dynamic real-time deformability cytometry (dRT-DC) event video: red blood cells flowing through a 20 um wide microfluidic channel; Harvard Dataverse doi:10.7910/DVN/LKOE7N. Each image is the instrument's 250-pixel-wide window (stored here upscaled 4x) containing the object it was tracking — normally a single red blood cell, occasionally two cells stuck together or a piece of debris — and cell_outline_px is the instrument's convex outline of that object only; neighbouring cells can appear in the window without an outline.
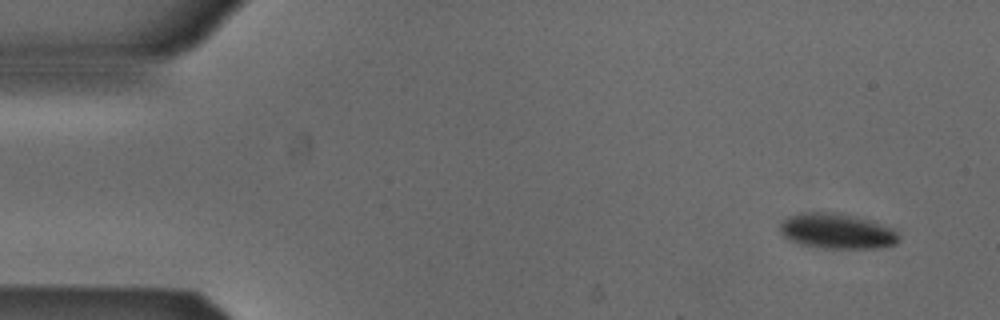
{"species": "Egyptian fruit bat (a non-hibernating species)", "species_latin": "Rousettus aegyptiacus", "temperature_condition": "cold", "stored_images_in_passage": 4, "camera_frame_rate_fps": 3000, "um_per_image_px": 0.085, "animal": {"sex": "male"}, "frame": {"image": 1, "passage_image": 1, "time_ms": 0.0, "image_size_px": [1000, 320], "cell_outline_px": [[900, 240], [896, 244], [880, 248], [824, 248], [800, 244], [784, 236], [780, 228], [780, 224], [788, 216], [800, 212], [832, 212], [876, 220], [892, 228], [900, 236]], "centroid_in_image_um": [71.2, 19.64], "position_along_channel_um": 13.8, "area_um2": 24.62}}
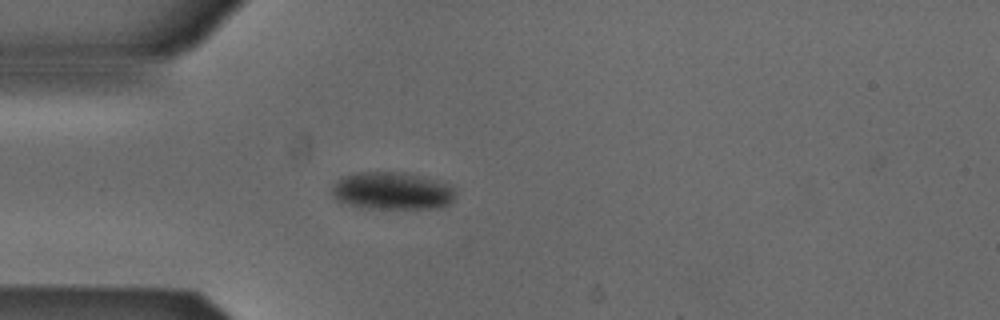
{"frame": {"image": 2, "passage_image": 4, "time_ms": 1.0, "image_size_px": [1000, 320], "cell_outline_px": [[456, 196], [448, 204], [440, 208], [364, 208], [348, 204], [336, 200], [332, 196], [332, 188], [336, 180], [344, 176], [360, 172], [396, 172], [424, 176], [448, 184], [456, 188]], "centroid_in_image_um": [33.35, 16.23], "position_along_channel_um": 51.7, "area_um2": 27.11}}